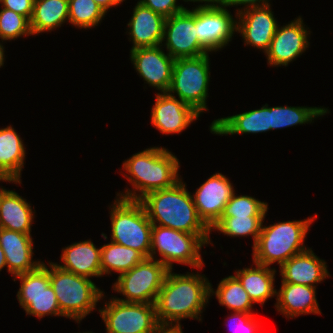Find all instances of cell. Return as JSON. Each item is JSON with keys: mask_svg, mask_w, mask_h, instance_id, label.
<instances>
[{"mask_svg": "<svg viewBox=\"0 0 333 333\" xmlns=\"http://www.w3.org/2000/svg\"><path fill=\"white\" fill-rule=\"evenodd\" d=\"M99 309L106 333H153L159 326L155 304L122 302L112 297Z\"/></svg>", "mask_w": 333, "mask_h": 333, "instance_id": "10", "label": "cell"}, {"mask_svg": "<svg viewBox=\"0 0 333 333\" xmlns=\"http://www.w3.org/2000/svg\"><path fill=\"white\" fill-rule=\"evenodd\" d=\"M1 8L25 16L29 21L33 15L34 0H0Z\"/></svg>", "mask_w": 333, "mask_h": 333, "instance_id": "38", "label": "cell"}, {"mask_svg": "<svg viewBox=\"0 0 333 333\" xmlns=\"http://www.w3.org/2000/svg\"><path fill=\"white\" fill-rule=\"evenodd\" d=\"M237 29L245 46L251 45L265 53L279 26L271 6L251 7L236 14Z\"/></svg>", "mask_w": 333, "mask_h": 333, "instance_id": "16", "label": "cell"}, {"mask_svg": "<svg viewBox=\"0 0 333 333\" xmlns=\"http://www.w3.org/2000/svg\"><path fill=\"white\" fill-rule=\"evenodd\" d=\"M94 1L103 9L105 13H107V11L110 8L120 5L125 0H94Z\"/></svg>", "mask_w": 333, "mask_h": 333, "instance_id": "41", "label": "cell"}, {"mask_svg": "<svg viewBox=\"0 0 333 333\" xmlns=\"http://www.w3.org/2000/svg\"><path fill=\"white\" fill-rule=\"evenodd\" d=\"M26 150L22 138L10 125L0 128V176L21 181Z\"/></svg>", "mask_w": 333, "mask_h": 333, "instance_id": "27", "label": "cell"}, {"mask_svg": "<svg viewBox=\"0 0 333 333\" xmlns=\"http://www.w3.org/2000/svg\"><path fill=\"white\" fill-rule=\"evenodd\" d=\"M265 216H248V217H227L220 218L211 228L210 231H220L224 235L231 237L252 236L253 247L256 245L262 223Z\"/></svg>", "mask_w": 333, "mask_h": 333, "instance_id": "32", "label": "cell"}, {"mask_svg": "<svg viewBox=\"0 0 333 333\" xmlns=\"http://www.w3.org/2000/svg\"><path fill=\"white\" fill-rule=\"evenodd\" d=\"M315 218L317 214L304 220L277 222L270 226L262 223L257 243L252 247L253 262L268 267L277 262L281 267L294 255L306 251L305 237Z\"/></svg>", "mask_w": 333, "mask_h": 333, "instance_id": "4", "label": "cell"}, {"mask_svg": "<svg viewBox=\"0 0 333 333\" xmlns=\"http://www.w3.org/2000/svg\"><path fill=\"white\" fill-rule=\"evenodd\" d=\"M11 182V183H14V184H20L21 183V181H17V180H15V179H13V178H10V177H6V176H0V182ZM9 190H7V189H5L4 187H0V206H1V202H2V200H3V198H4V195L8 192Z\"/></svg>", "mask_w": 333, "mask_h": 333, "instance_id": "42", "label": "cell"}, {"mask_svg": "<svg viewBox=\"0 0 333 333\" xmlns=\"http://www.w3.org/2000/svg\"><path fill=\"white\" fill-rule=\"evenodd\" d=\"M172 271H168L155 302L159 324L180 326V321L186 318L202 321L201 314L211 297V283L198 272L177 274Z\"/></svg>", "mask_w": 333, "mask_h": 333, "instance_id": "1", "label": "cell"}, {"mask_svg": "<svg viewBox=\"0 0 333 333\" xmlns=\"http://www.w3.org/2000/svg\"><path fill=\"white\" fill-rule=\"evenodd\" d=\"M276 300L277 311L288 319L305 314H322L316 298V287L281 282Z\"/></svg>", "mask_w": 333, "mask_h": 333, "instance_id": "23", "label": "cell"}, {"mask_svg": "<svg viewBox=\"0 0 333 333\" xmlns=\"http://www.w3.org/2000/svg\"><path fill=\"white\" fill-rule=\"evenodd\" d=\"M101 272L102 276L112 271L120 274L131 270L145 257L135 249L122 246L110 241L101 246Z\"/></svg>", "mask_w": 333, "mask_h": 333, "instance_id": "29", "label": "cell"}, {"mask_svg": "<svg viewBox=\"0 0 333 333\" xmlns=\"http://www.w3.org/2000/svg\"><path fill=\"white\" fill-rule=\"evenodd\" d=\"M182 325H160L153 333H183Z\"/></svg>", "mask_w": 333, "mask_h": 333, "instance_id": "40", "label": "cell"}, {"mask_svg": "<svg viewBox=\"0 0 333 333\" xmlns=\"http://www.w3.org/2000/svg\"><path fill=\"white\" fill-rule=\"evenodd\" d=\"M69 23L86 30L98 26L106 13L94 0H68Z\"/></svg>", "mask_w": 333, "mask_h": 333, "instance_id": "33", "label": "cell"}, {"mask_svg": "<svg viewBox=\"0 0 333 333\" xmlns=\"http://www.w3.org/2000/svg\"><path fill=\"white\" fill-rule=\"evenodd\" d=\"M161 45L130 50V60L134 69L145 83L161 93L168 92L175 59L165 53Z\"/></svg>", "mask_w": 333, "mask_h": 333, "instance_id": "15", "label": "cell"}, {"mask_svg": "<svg viewBox=\"0 0 333 333\" xmlns=\"http://www.w3.org/2000/svg\"><path fill=\"white\" fill-rule=\"evenodd\" d=\"M49 263L50 285L56 294L57 302L63 317L80 323L95 310L97 303L105 297L90 278L65 271Z\"/></svg>", "mask_w": 333, "mask_h": 333, "instance_id": "5", "label": "cell"}, {"mask_svg": "<svg viewBox=\"0 0 333 333\" xmlns=\"http://www.w3.org/2000/svg\"><path fill=\"white\" fill-rule=\"evenodd\" d=\"M255 267L243 268L235 271V276L241 282L243 288L248 293L253 304H261L276 296L277 290L274 287L275 268L254 263Z\"/></svg>", "mask_w": 333, "mask_h": 333, "instance_id": "25", "label": "cell"}, {"mask_svg": "<svg viewBox=\"0 0 333 333\" xmlns=\"http://www.w3.org/2000/svg\"><path fill=\"white\" fill-rule=\"evenodd\" d=\"M178 160L164 147H150L133 154L122 166L127 172L123 177L132 185V190L127 188L125 193H117L118 198L140 200L149 192L174 186L182 179L178 174Z\"/></svg>", "mask_w": 333, "mask_h": 333, "instance_id": "2", "label": "cell"}, {"mask_svg": "<svg viewBox=\"0 0 333 333\" xmlns=\"http://www.w3.org/2000/svg\"><path fill=\"white\" fill-rule=\"evenodd\" d=\"M153 225L190 234H211L199 217L193 196L182 179L174 186L147 193L139 200Z\"/></svg>", "mask_w": 333, "mask_h": 333, "instance_id": "3", "label": "cell"}, {"mask_svg": "<svg viewBox=\"0 0 333 333\" xmlns=\"http://www.w3.org/2000/svg\"><path fill=\"white\" fill-rule=\"evenodd\" d=\"M59 268L87 278L102 277L101 247L97 248L91 240L75 242L62 248Z\"/></svg>", "mask_w": 333, "mask_h": 333, "instance_id": "22", "label": "cell"}, {"mask_svg": "<svg viewBox=\"0 0 333 333\" xmlns=\"http://www.w3.org/2000/svg\"><path fill=\"white\" fill-rule=\"evenodd\" d=\"M110 208V241L135 249L145 258H150L153 224L143 204L139 200L116 197Z\"/></svg>", "mask_w": 333, "mask_h": 333, "instance_id": "6", "label": "cell"}, {"mask_svg": "<svg viewBox=\"0 0 333 333\" xmlns=\"http://www.w3.org/2000/svg\"><path fill=\"white\" fill-rule=\"evenodd\" d=\"M69 22L68 0H34L32 35L49 32Z\"/></svg>", "mask_w": 333, "mask_h": 333, "instance_id": "28", "label": "cell"}, {"mask_svg": "<svg viewBox=\"0 0 333 333\" xmlns=\"http://www.w3.org/2000/svg\"><path fill=\"white\" fill-rule=\"evenodd\" d=\"M210 132L216 135L257 134L271 130L270 107L265 104L260 109L215 119Z\"/></svg>", "mask_w": 333, "mask_h": 333, "instance_id": "24", "label": "cell"}, {"mask_svg": "<svg viewBox=\"0 0 333 333\" xmlns=\"http://www.w3.org/2000/svg\"><path fill=\"white\" fill-rule=\"evenodd\" d=\"M330 111L323 107L307 106H275L270 107V127L271 130L292 127L295 125H305L312 123L318 117L326 115Z\"/></svg>", "mask_w": 333, "mask_h": 333, "instance_id": "30", "label": "cell"}, {"mask_svg": "<svg viewBox=\"0 0 333 333\" xmlns=\"http://www.w3.org/2000/svg\"><path fill=\"white\" fill-rule=\"evenodd\" d=\"M151 108V123L162 134H180L190 126L200 114L191 106L168 92L156 94Z\"/></svg>", "mask_w": 333, "mask_h": 333, "instance_id": "18", "label": "cell"}, {"mask_svg": "<svg viewBox=\"0 0 333 333\" xmlns=\"http://www.w3.org/2000/svg\"><path fill=\"white\" fill-rule=\"evenodd\" d=\"M215 295L220 305L227 307L233 312L253 313V302L235 275L223 278L216 289L210 285V296Z\"/></svg>", "mask_w": 333, "mask_h": 333, "instance_id": "31", "label": "cell"}, {"mask_svg": "<svg viewBox=\"0 0 333 333\" xmlns=\"http://www.w3.org/2000/svg\"><path fill=\"white\" fill-rule=\"evenodd\" d=\"M270 0H222L221 5L224 7H238V6H244L241 9L238 8L236 9V13L235 15L247 8H251V7H261V6H267V5H271L269 3Z\"/></svg>", "mask_w": 333, "mask_h": 333, "instance_id": "39", "label": "cell"}, {"mask_svg": "<svg viewBox=\"0 0 333 333\" xmlns=\"http://www.w3.org/2000/svg\"><path fill=\"white\" fill-rule=\"evenodd\" d=\"M4 267H7V265H6V258H5L4 251H3L2 248L0 247V271H1Z\"/></svg>", "mask_w": 333, "mask_h": 333, "instance_id": "44", "label": "cell"}, {"mask_svg": "<svg viewBox=\"0 0 333 333\" xmlns=\"http://www.w3.org/2000/svg\"><path fill=\"white\" fill-rule=\"evenodd\" d=\"M327 263L320 259L312 250L294 255L280 267L281 281L291 284L307 285L316 287L330 276Z\"/></svg>", "mask_w": 333, "mask_h": 333, "instance_id": "20", "label": "cell"}, {"mask_svg": "<svg viewBox=\"0 0 333 333\" xmlns=\"http://www.w3.org/2000/svg\"><path fill=\"white\" fill-rule=\"evenodd\" d=\"M165 17L137 1L127 26L133 46L131 50L141 47H155L162 44Z\"/></svg>", "mask_w": 333, "mask_h": 333, "instance_id": "21", "label": "cell"}, {"mask_svg": "<svg viewBox=\"0 0 333 333\" xmlns=\"http://www.w3.org/2000/svg\"><path fill=\"white\" fill-rule=\"evenodd\" d=\"M227 7L196 6L198 42L208 51L216 52L232 41L237 29V19Z\"/></svg>", "mask_w": 333, "mask_h": 333, "instance_id": "13", "label": "cell"}, {"mask_svg": "<svg viewBox=\"0 0 333 333\" xmlns=\"http://www.w3.org/2000/svg\"><path fill=\"white\" fill-rule=\"evenodd\" d=\"M184 2H198V3H203L204 4H198L197 6H219L221 5L222 0H183Z\"/></svg>", "mask_w": 333, "mask_h": 333, "instance_id": "43", "label": "cell"}, {"mask_svg": "<svg viewBox=\"0 0 333 333\" xmlns=\"http://www.w3.org/2000/svg\"><path fill=\"white\" fill-rule=\"evenodd\" d=\"M29 35H32L30 21L25 16L6 8L0 10L1 41L16 40Z\"/></svg>", "mask_w": 333, "mask_h": 333, "instance_id": "35", "label": "cell"}, {"mask_svg": "<svg viewBox=\"0 0 333 333\" xmlns=\"http://www.w3.org/2000/svg\"><path fill=\"white\" fill-rule=\"evenodd\" d=\"M35 210L25 198L9 190L0 206V228L31 235Z\"/></svg>", "mask_w": 333, "mask_h": 333, "instance_id": "26", "label": "cell"}, {"mask_svg": "<svg viewBox=\"0 0 333 333\" xmlns=\"http://www.w3.org/2000/svg\"><path fill=\"white\" fill-rule=\"evenodd\" d=\"M139 2L165 18L186 9L182 4H177L178 0H139Z\"/></svg>", "mask_w": 333, "mask_h": 333, "instance_id": "37", "label": "cell"}, {"mask_svg": "<svg viewBox=\"0 0 333 333\" xmlns=\"http://www.w3.org/2000/svg\"><path fill=\"white\" fill-rule=\"evenodd\" d=\"M33 245L31 235L0 228V247L5 254L7 272L13 277L33 271L43 263L32 259Z\"/></svg>", "mask_w": 333, "mask_h": 333, "instance_id": "19", "label": "cell"}, {"mask_svg": "<svg viewBox=\"0 0 333 333\" xmlns=\"http://www.w3.org/2000/svg\"><path fill=\"white\" fill-rule=\"evenodd\" d=\"M210 234H190L169 227L153 225L151 235L150 258L155 259L156 252L162 257L157 259L169 270L173 263L201 269L204 265L200 250L205 244H213Z\"/></svg>", "mask_w": 333, "mask_h": 333, "instance_id": "7", "label": "cell"}, {"mask_svg": "<svg viewBox=\"0 0 333 333\" xmlns=\"http://www.w3.org/2000/svg\"><path fill=\"white\" fill-rule=\"evenodd\" d=\"M234 192L229 178L222 173H215L192 195L199 217L209 228L220 219Z\"/></svg>", "mask_w": 333, "mask_h": 333, "instance_id": "17", "label": "cell"}, {"mask_svg": "<svg viewBox=\"0 0 333 333\" xmlns=\"http://www.w3.org/2000/svg\"><path fill=\"white\" fill-rule=\"evenodd\" d=\"M196 29V7L167 17L161 44L174 59L193 58L209 53L199 42ZM166 41V42H165Z\"/></svg>", "mask_w": 333, "mask_h": 333, "instance_id": "12", "label": "cell"}, {"mask_svg": "<svg viewBox=\"0 0 333 333\" xmlns=\"http://www.w3.org/2000/svg\"><path fill=\"white\" fill-rule=\"evenodd\" d=\"M20 280L17 299L26 315L38 318L45 316H63L56 294L50 285L49 266L44 262L35 270L14 276Z\"/></svg>", "mask_w": 333, "mask_h": 333, "instance_id": "11", "label": "cell"}, {"mask_svg": "<svg viewBox=\"0 0 333 333\" xmlns=\"http://www.w3.org/2000/svg\"><path fill=\"white\" fill-rule=\"evenodd\" d=\"M254 313L246 312H234L231 316H228L230 323L228 326L232 325L236 332L230 327L233 333H257L259 329V322L256 321V316ZM257 331V332H256Z\"/></svg>", "mask_w": 333, "mask_h": 333, "instance_id": "36", "label": "cell"}, {"mask_svg": "<svg viewBox=\"0 0 333 333\" xmlns=\"http://www.w3.org/2000/svg\"><path fill=\"white\" fill-rule=\"evenodd\" d=\"M4 45H3V41H2V43L0 42V68L4 65V61H5V54H4V48L5 47H3Z\"/></svg>", "mask_w": 333, "mask_h": 333, "instance_id": "45", "label": "cell"}, {"mask_svg": "<svg viewBox=\"0 0 333 333\" xmlns=\"http://www.w3.org/2000/svg\"><path fill=\"white\" fill-rule=\"evenodd\" d=\"M308 29L305 28L301 16L286 25L281 27L279 25L268 50L265 52L268 65L286 67L302 55L310 45Z\"/></svg>", "mask_w": 333, "mask_h": 333, "instance_id": "14", "label": "cell"}, {"mask_svg": "<svg viewBox=\"0 0 333 333\" xmlns=\"http://www.w3.org/2000/svg\"><path fill=\"white\" fill-rule=\"evenodd\" d=\"M168 271L157 259L144 258L131 270L117 277L112 288L124 298H115L122 302L155 304Z\"/></svg>", "mask_w": 333, "mask_h": 333, "instance_id": "9", "label": "cell"}, {"mask_svg": "<svg viewBox=\"0 0 333 333\" xmlns=\"http://www.w3.org/2000/svg\"><path fill=\"white\" fill-rule=\"evenodd\" d=\"M210 81L209 53L193 58L175 59L168 93L191 106L199 114L208 110Z\"/></svg>", "mask_w": 333, "mask_h": 333, "instance_id": "8", "label": "cell"}, {"mask_svg": "<svg viewBox=\"0 0 333 333\" xmlns=\"http://www.w3.org/2000/svg\"><path fill=\"white\" fill-rule=\"evenodd\" d=\"M235 192L225 205L220 218L265 216L268 212V203L260 201L252 196L237 195Z\"/></svg>", "mask_w": 333, "mask_h": 333, "instance_id": "34", "label": "cell"}]
</instances>
